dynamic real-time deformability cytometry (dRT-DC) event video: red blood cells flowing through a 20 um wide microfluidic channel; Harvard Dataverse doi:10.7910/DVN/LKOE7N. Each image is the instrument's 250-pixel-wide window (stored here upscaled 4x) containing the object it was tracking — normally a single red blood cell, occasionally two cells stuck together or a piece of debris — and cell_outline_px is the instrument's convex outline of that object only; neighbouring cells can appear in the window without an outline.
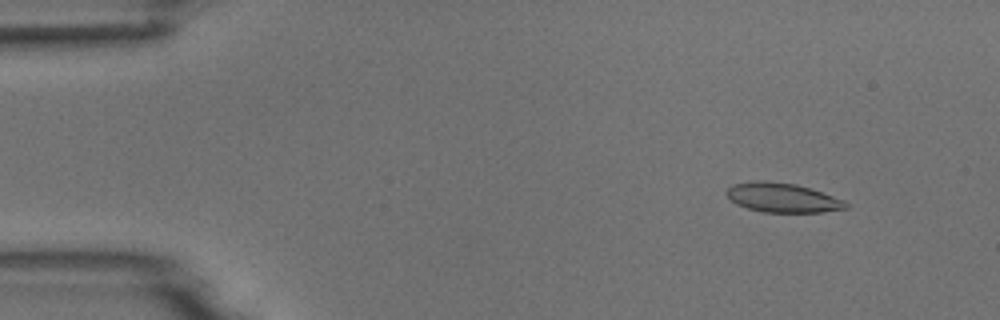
{"species": "common noctule bat (a hibernating species)", "species_latin": "Nyctalus noctula", "temperature_condition": "room temperature", "stored_images_in_passage": 8, "camera_frame_rate_fps": 3000, "um_per_image_px": 0.085, "animal": {"sex": "male", "body_mass_g": 18.8}, "frame": {"image": 1, "passage_image": 2, "time_ms": 1.0, "image_size_px": [1000, 320], "cell_outline_px": [[848, 208], [820, 212], [764, 212], [748, 208], [736, 204], [724, 192], [732, 184], [752, 180], [768, 180], [796, 184], [844, 200], [848, 204]], "centroid_in_image_um": [66.46, 16.79], "position_along_channel_um": 18.5, "area_um2": 20.35}}
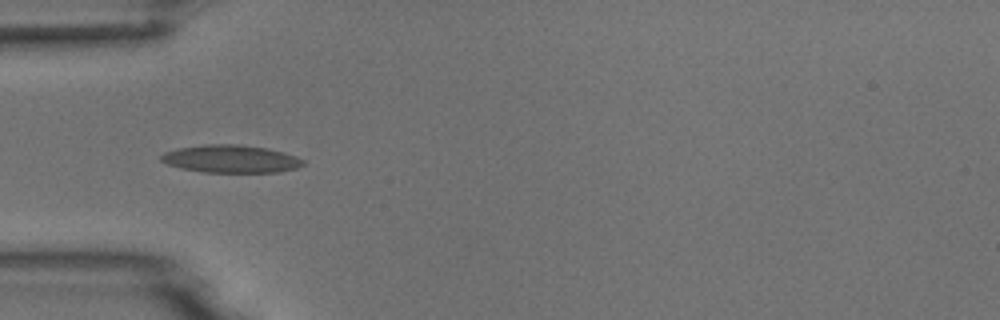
{"frame": {"image": 2, "passage_image": 5, "time_ms": 4.667, "image_size_px": [1000, 320], "cell_outline_px": [[304, 164], [296, 168], [280, 172], [204, 172], [180, 168], [168, 164], [160, 160], [160, 156], [164, 152], [180, 148], [204, 144], [236, 144], [268, 148], [284, 152], [296, 156], [304, 160]], "centroid_in_image_um": [19.63, 13.5], "position_along_channel_um": 65.4, "area_um2": 22.95}}